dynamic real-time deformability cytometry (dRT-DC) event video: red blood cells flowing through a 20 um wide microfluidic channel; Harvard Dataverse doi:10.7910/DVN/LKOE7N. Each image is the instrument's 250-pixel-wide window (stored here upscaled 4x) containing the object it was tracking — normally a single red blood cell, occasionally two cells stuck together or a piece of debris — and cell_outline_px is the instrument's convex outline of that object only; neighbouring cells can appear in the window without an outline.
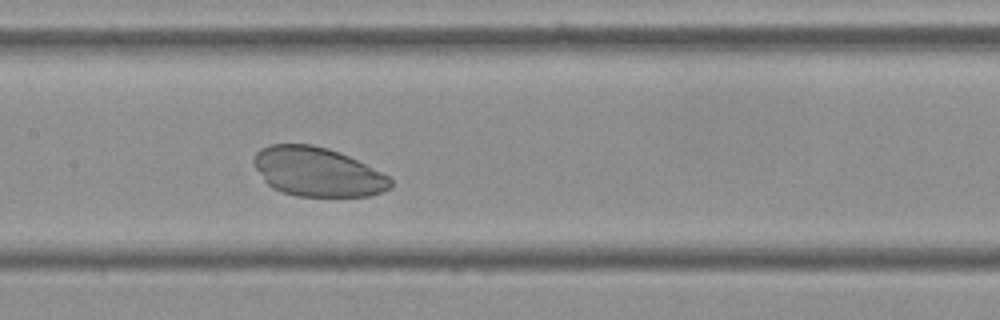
{"species": "Egyptian fruit bat (a non-hibernating species)", "species_latin": "Rousettus aegyptiacus", "temperature_condition": "cold", "stored_images_in_passage": 7, "camera_frame_rate_fps": 3000, "um_per_image_px": 0.085, "frame": {"image": 1, "passage_image": 7, "time_ms": 2.0, "image_size_px": [1000, 320], "cell_outline_px": [[392, 188], [368, 196], [296, 196], [272, 188], [264, 180], [256, 168], [252, 160], [256, 152], [260, 148], [272, 144], [312, 144], [328, 148], [340, 152], [388, 176], [392, 180]], "centroid_in_image_um": [26.96, 14.6], "position_along_channel_um": 180.4, "area_um2": 38.96}}